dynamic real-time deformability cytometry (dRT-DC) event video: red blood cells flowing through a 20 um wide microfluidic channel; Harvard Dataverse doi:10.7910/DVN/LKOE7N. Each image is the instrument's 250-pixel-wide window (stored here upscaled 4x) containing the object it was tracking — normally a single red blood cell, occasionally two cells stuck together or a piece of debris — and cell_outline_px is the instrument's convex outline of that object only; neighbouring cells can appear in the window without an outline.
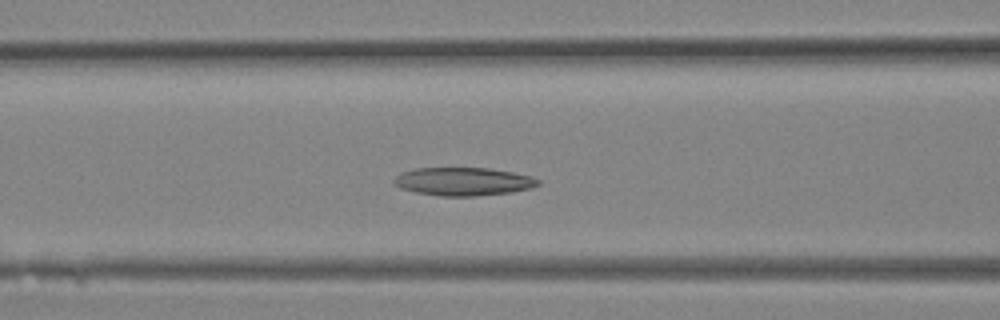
{"species": "Egyptian fruit bat (a non-hibernating species)", "species_latin": "Rousettus aegyptiacus", "temperature_condition": "room temperature", "stored_images_in_passage": 16, "camera_frame_rate_fps": 3000, "um_per_image_px": 0.085, "animal": {"sex": "female"}, "frame": {"image": 1, "passage_image": 10, "time_ms": 3.0, "image_size_px": [1000, 320], "cell_outline_px": [[540, 184], [532, 188], [512, 192], [476, 196], [440, 196], [416, 192], [400, 188], [392, 184], [392, 180], [396, 176], [404, 172], [416, 168], [488, 168], [512, 172], [532, 176], [540, 180]], "centroid_in_image_um": [39.39, 15.43], "position_along_channel_um": 127.2, "area_um2": 23.76}}
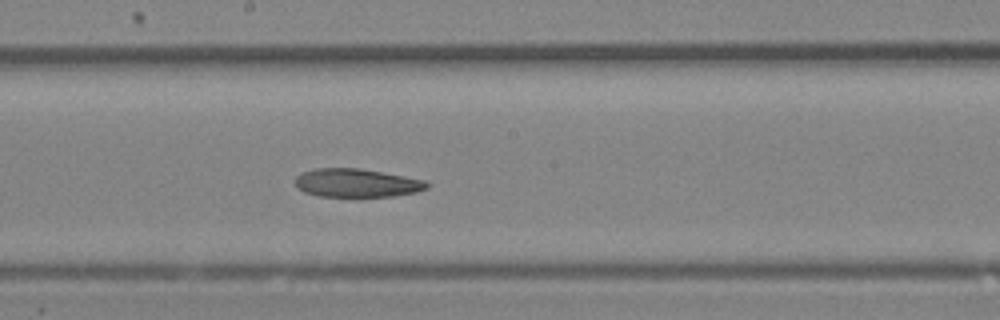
{"frame": {"image": 2, "passage_image": 14, "time_ms": 4.333, "image_size_px": [1000, 320], "cell_outline_px": [[428, 188], [416, 192], [392, 196], [316, 196], [304, 192], [296, 188], [296, 176], [300, 172], [316, 168], [360, 168], [424, 180], [428, 184]], "centroid_in_image_um": [30.26, 15.55], "position_along_channel_um": 217.9, "area_um2": 21.73}}
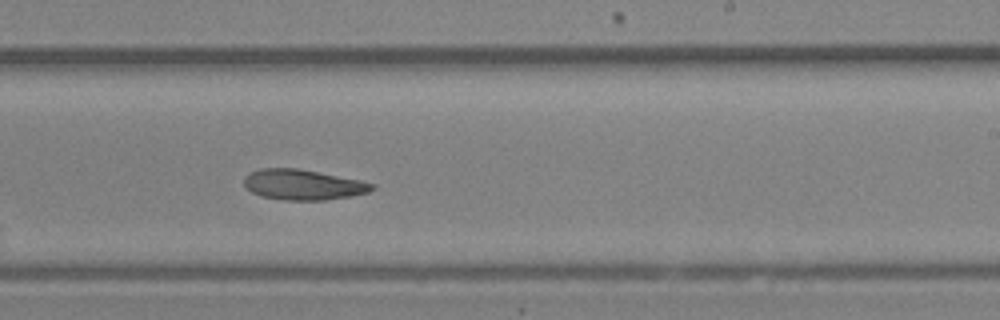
{"frame": {"image": 3, "passage_image": 16, "time_ms": 5.0, "image_size_px": [1000, 320], "cell_outline_px": [[376, 188], [368, 192], [352, 196], [324, 200], [284, 200], [260, 196], [252, 192], [244, 184], [244, 176], [248, 172], [260, 168], [296, 168], [360, 180], [376, 184]], "centroid_in_image_um": [25.75, 15.7], "position_along_channel_um": 263.3, "area_um2": 22.72}}